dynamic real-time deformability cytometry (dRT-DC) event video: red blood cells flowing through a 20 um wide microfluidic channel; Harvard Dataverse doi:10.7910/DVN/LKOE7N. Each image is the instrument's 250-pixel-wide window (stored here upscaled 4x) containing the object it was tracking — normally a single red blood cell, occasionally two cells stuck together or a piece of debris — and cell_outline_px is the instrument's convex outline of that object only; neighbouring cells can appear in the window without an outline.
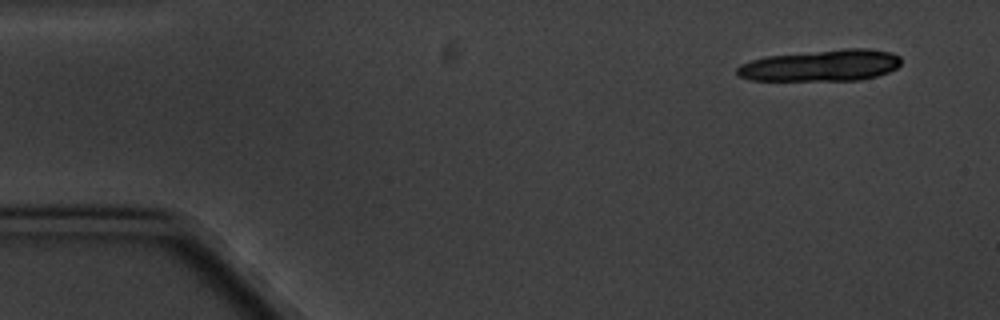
{"species": "common noctule bat (a hibernating species)", "species_latin": "Nyctalus noctula", "temperature_condition": "cold", "stored_images_in_passage": 7, "segment_of_instrument_passage": [1, 2], "camera_frame_rate_fps": 3000, "um_per_image_px": 0.085, "animal": {"sex": "male", "body_mass_g": 20.1, "forearm_length_mm": 53.5}, "frame": {"image": 1, "passage_image": 1, "time_ms": 0.0, "image_size_px": [1000, 320], "cell_outline_px": [[900, 64], [896, 68], [888, 72], [876, 76], [860, 80], [752, 80], [736, 76], [736, 68], [740, 64], [764, 56], [844, 48], [868, 48], [892, 52], [900, 56]], "centroid_in_image_um": [69.79, 5.55], "position_along_channel_um": 15.2, "area_um2": 30.35}}